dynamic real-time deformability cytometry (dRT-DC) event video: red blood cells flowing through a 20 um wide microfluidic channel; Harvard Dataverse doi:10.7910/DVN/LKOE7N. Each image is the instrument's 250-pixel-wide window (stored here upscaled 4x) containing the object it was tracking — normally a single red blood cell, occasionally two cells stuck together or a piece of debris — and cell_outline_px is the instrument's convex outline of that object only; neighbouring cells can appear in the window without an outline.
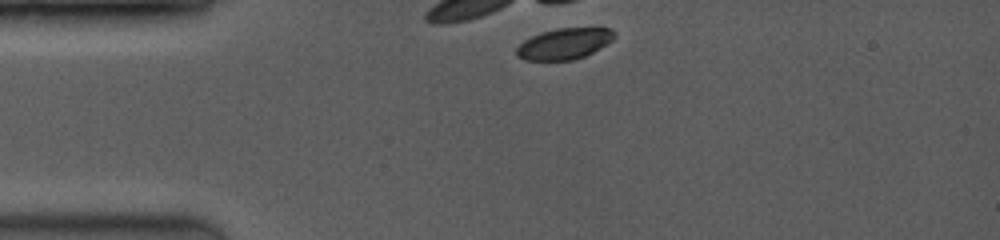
{"species": "common noctule bat (a hibernating species)", "species_latin": "Nyctalus noctula", "temperature_condition": "room temperature", "stored_images_in_passage": 1, "camera_frame_rate_fps": 3500, "um_per_image_px": 0.085, "animal": {"sex": "female", "body_mass_g": 19.0, "forearm_length_mm": 53.3}, "frame": {"image": 1, "passage_image": 1, "time_ms": 0.0, "image_size_px": [1000, 240], "cell_outline_px": [[616, 36], [612, 40], [600, 48], [584, 56], [572, 60], [524, 60], [516, 56], [516, 48], [524, 40], [532, 36], [544, 32], [560, 28], [608, 28]], "centroid_in_image_um": [47.93, 3.73], "position_along_channel_um": 37.1, "area_um2": 17.4}}